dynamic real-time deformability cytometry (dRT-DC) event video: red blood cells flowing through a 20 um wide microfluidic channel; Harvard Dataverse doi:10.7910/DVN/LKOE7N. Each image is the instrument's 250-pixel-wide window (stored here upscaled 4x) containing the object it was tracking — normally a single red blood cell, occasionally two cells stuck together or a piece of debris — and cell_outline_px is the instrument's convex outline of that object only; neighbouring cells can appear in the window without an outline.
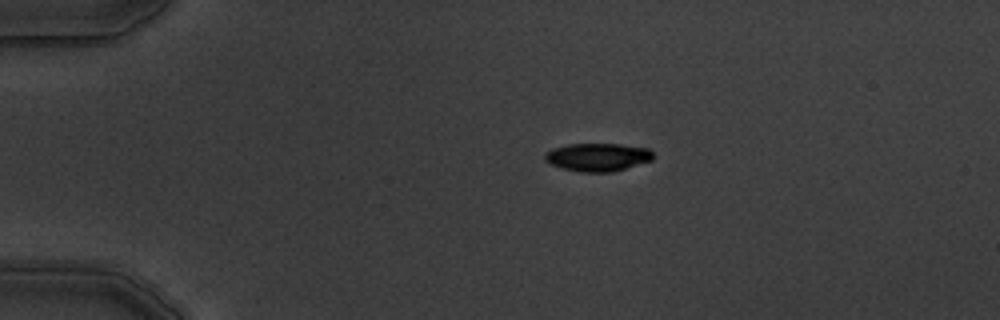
{"species": "common noctule bat (a hibernating species)", "species_latin": "Nyctalus noctula", "temperature_condition": "warm", "stored_images_in_passage": 2, "camera_frame_rate_fps": 3000, "um_per_image_px": 0.085, "animal": {"sex": "male", "body_mass_g": 19.5, "forearm_length_mm": 54.6}, "frame": {"image": 1, "passage_image": 1, "time_ms": 0.0, "image_size_px": [1000, 320], "cell_outline_px": [[652, 160], [612, 172], [580, 172], [560, 168], [548, 164], [544, 160], [544, 152], [552, 148], [568, 144], [620, 144], [648, 148], [652, 152]], "centroid_in_image_um": [50.73, 13.36], "position_along_channel_um": 34.3, "area_um2": 17.86}}